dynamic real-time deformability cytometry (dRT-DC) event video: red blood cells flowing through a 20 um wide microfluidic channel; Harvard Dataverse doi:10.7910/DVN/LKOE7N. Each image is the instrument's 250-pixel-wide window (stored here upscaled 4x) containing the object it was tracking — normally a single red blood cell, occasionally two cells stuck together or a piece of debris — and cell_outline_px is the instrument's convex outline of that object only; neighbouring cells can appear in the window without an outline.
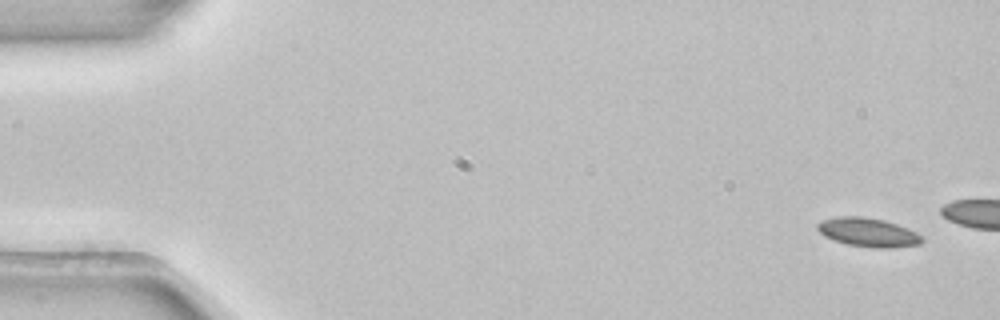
{"species": "common noctule bat (a hibernating species)", "species_latin": "Nyctalus noctula", "temperature_condition": "room temperature", "stored_images_in_passage": 7, "camera_frame_rate_fps": 3000, "um_per_image_px": 0.085, "animal": {"sex": "female", "body_mass_g": 22.7, "forearm_length_mm": 54.2}, "frame": {"image": 1, "passage_image": 1, "time_ms": 0.0, "image_size_px": [1000, 320], "cell_outline_px": [[924, 240], [920, 244], [892, 248], [872, 248], [848, 244], [824, 236], [816, 228], [816, 224], [824, 220], [836, 216], [860, 216], [884, 220], [908, 228], [916, 232]], "centroid_in_image_um": [73.79, 19.75], "position_along_channel_um": 11.2, "area_um2": 17.51}}
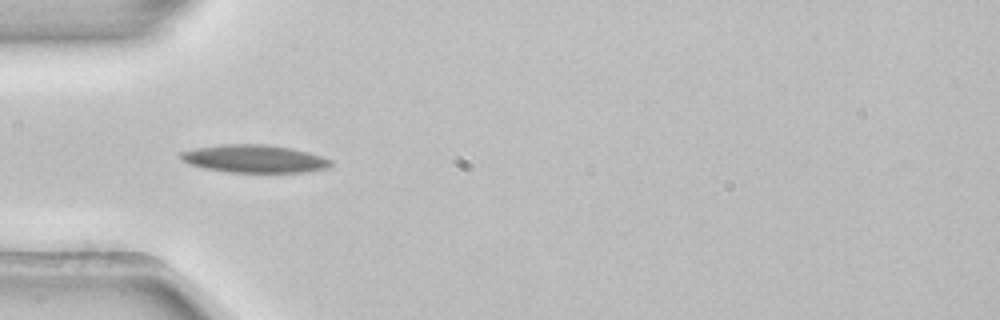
{"frame": {"image": 2, "passage_image": 5, "time_ms": 1.333, "image_size_px": [1000, 320], "cell_outline_px": [[332, 164], [328, 168], [300, 172], [228, 172], [204, 168], [188, 164], [180, 156], [180, 152], [196, 148], [224, 144], [268, 144], [292, 148], [308, 152], [332, 160]], "centroid_in_image_um": [21.62, 13.49], "position_along_channel_um": 63.4, "area_um2": 24.22}}